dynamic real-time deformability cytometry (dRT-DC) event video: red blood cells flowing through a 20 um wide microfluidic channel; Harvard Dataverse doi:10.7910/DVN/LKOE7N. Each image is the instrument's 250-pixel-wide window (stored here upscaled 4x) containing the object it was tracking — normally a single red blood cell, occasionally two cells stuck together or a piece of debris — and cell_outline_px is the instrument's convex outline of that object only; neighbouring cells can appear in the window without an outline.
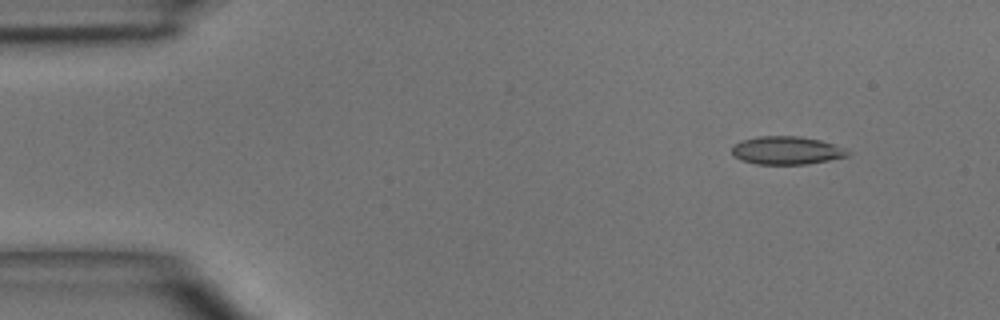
{"species": "common noctule bat (a hibernating species)", "species_latin": "Nyctalus noctula", "temperature_condition": "room temperature", "stored_images_in_passage": 3, "camera_frame_rate_fps": 3000, "um_per_image_px": 0.085, "animal": {"sex": "male", "body_mass_g": 15.6}, "frame": {"image": 1, "passage_image": 1, "time_ms": 0.0, "image_size_px": [1000, 320], "cell_outline_px": [[852, 152], [848, 156], [808, 164], [756, 164], [740, 160], [732, 156], [732, 148], [740, 140], [756, 136], [800, 136], [820, 140], [832, 144]], "centroid_in_image_um": [66.82, 12.78], "position_along_channel_um": 18.2, "area_um2": 19.02}}